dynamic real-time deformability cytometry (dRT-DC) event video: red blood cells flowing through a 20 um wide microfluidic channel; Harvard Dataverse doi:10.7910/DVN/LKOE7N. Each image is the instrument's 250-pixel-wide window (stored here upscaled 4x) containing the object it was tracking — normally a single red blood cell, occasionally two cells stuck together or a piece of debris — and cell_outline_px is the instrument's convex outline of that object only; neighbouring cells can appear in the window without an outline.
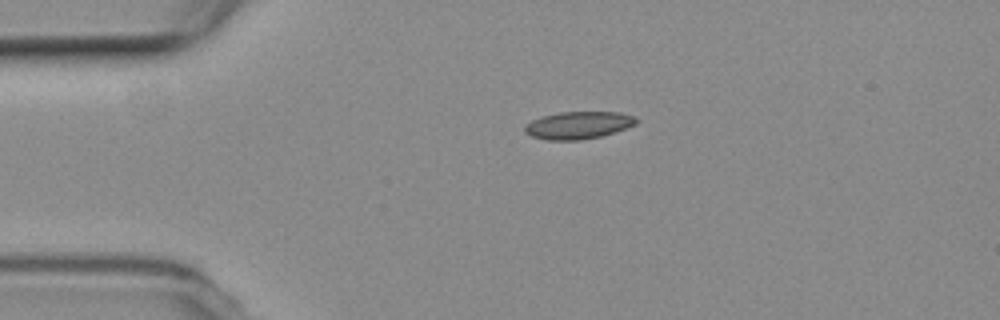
{"species": "common noctule bat (a hibernating species)", "species_latin": "Nyctalus noctula", "temperature_condition": "room temperature", "stored_images_in_passage": 2, "camera_frame_rate_fps": 3000, "um_per_image_px": 0.085, "animal": {"sex": "female", "body_mass_g": 19.3, "forearm_length_mm": 54.1}, "frame": {"image": 1, "passage_image": 1, "time_ms": 0.0, "image_size_px": [1000, 320], "cell_outline_px": [[636, 124], [600, 136], [580, 140], [548, 140], [532, 136], [524, 132], [524, 124], [540, 116], [560, 112], [620, 112], [636, 116]], "centroid_in_image_um": [49.11, 10.63], "position_along_channel_um": 35.9, "area_um2": 17.74}}